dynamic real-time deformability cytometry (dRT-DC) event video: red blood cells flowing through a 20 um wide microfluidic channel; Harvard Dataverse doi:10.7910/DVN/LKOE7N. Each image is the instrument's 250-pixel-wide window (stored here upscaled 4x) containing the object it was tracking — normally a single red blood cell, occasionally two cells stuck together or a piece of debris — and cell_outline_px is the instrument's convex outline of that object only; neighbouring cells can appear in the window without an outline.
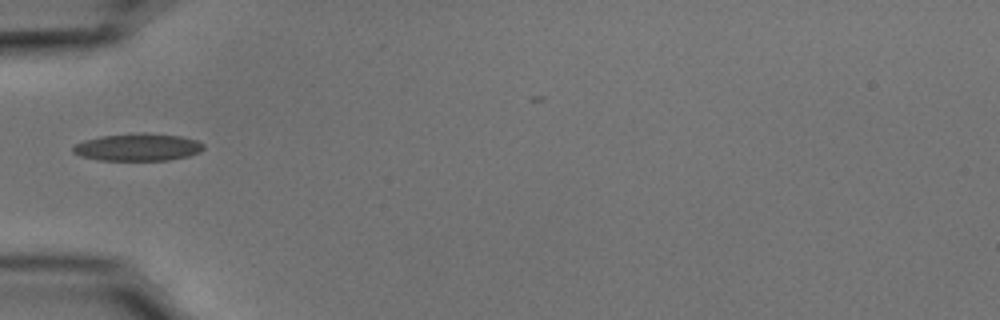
{"species": "common noctule bat (a hibernating species)", "species_latin": "Nyctalus noctula", "temperature_condition": "cold", "stored_images_in_passage": 32, "camera_frame_rate_fps": 3000, "um_per_image_px": 0.085, "animal": {"sex": "male", "body_mass_g": 15.6}, "frame": {"image": 1, "passage_image": 1, "time_ms": 0.0, "image_size_px": [1000, 320], "cell_outline_px": [[204, 148], [200, 152], [188, 156], [168, 160], [100, 160], [80, 156], [72, 152], [72, 148], [76, 144], [84, 140], [100, 136], [144, 132], [180, 136], [196, 140], [204, 144]], "centroid_in_image_um": [11.71, 12.51], "position_along_channel_um": 73.3, "area_um2": 20.87}}
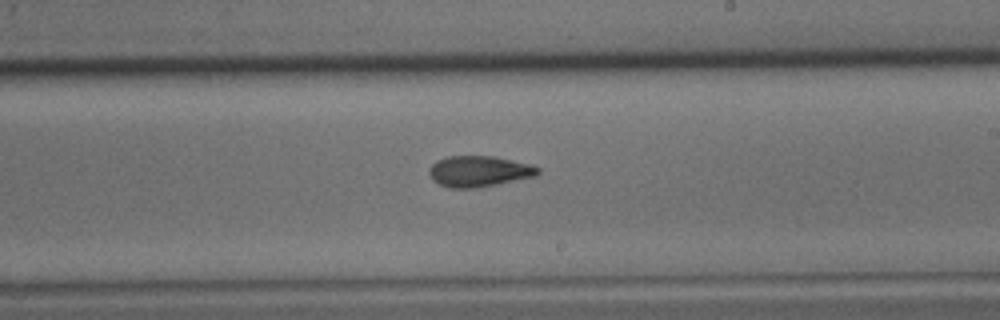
{"frame": {"image": 2, "passage_image": 15, "time_ms": 4.667, "image_size_px": [1000, 320], "cell_outline_px": [[540, 172], [536, 176], [476, 188], [448, 188], [432, 180], [428, 172], [428, 168], [436, 160], [448, 156], [492, 156], [528, 164], [540, 168]], "centroid_in_image_um": [40.66, 14.56], "position_along_channel_um": 248.3, "area_um2": 19.54}}
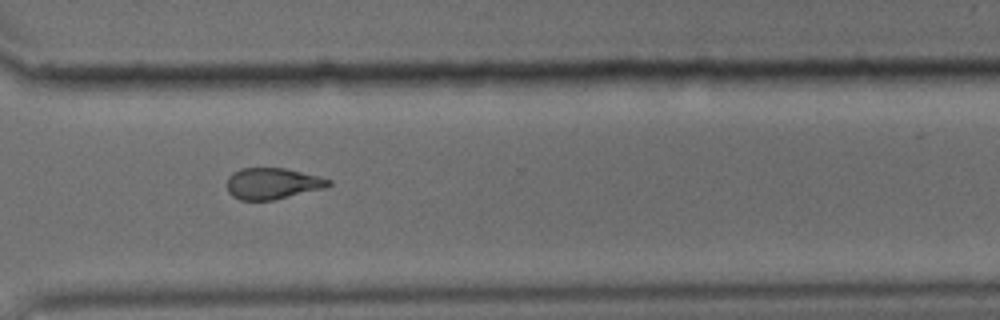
{"frame": {"image": 3, "passage_image": 23, "time_ms": 7.333, "image_size_px": [1000, 320], "cell_outline_px": [[332, 184], [324, 188], [272, 200], [240, 200], [232, 196], [228, 192], [228, 176], [232, 172], [240, 168], [284, 168], [320, 176], [332, 180]], "centroid_in_image_um": [23.15, 15.59], "position_along_channel_um": 347.4, "area_um2": 18.5}, "authors_computed_cell_mechanics": {"area_um2": 19.6809, "velocity_mm_per_s": 3.7287, "shape_relaxation_time_tau1_ms": 10.5486, "shape_relaxation_time_tau2_ms": 4.1475, "deformation_change_tau1": 0.2159, "deformation_change_tau2": 0.1167}}